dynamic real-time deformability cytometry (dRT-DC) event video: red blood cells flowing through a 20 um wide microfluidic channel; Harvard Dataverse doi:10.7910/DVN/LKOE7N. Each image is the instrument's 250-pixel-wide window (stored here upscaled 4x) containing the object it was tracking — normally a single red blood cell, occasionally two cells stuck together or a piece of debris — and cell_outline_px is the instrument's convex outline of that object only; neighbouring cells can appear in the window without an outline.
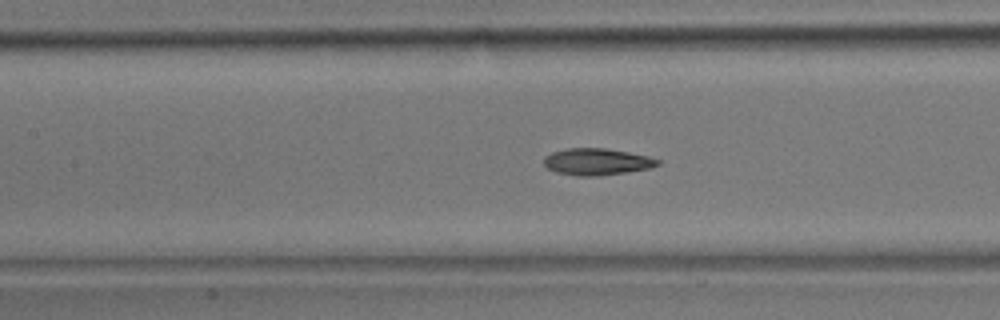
{"species": "common noctule bat (a hibernating species)", "species_latin": "Nyctalus noctula", "temperature_condition": "room temperature", "stored_images_in_passage": 48, "camera_frame_rate_fps": 3000, "um_per_image_px": 0.085, "animal": {"sex": "male", "body_mass_g": 17.9}, "frame": {"image": 1, "passage_image": 21, "time_ms": 6.667, "image_size_px": [1000, 320], "cell_outline_px": [[660, 164], [648, 168], [628, 172], [596, 176], [576, 176], [556, 172], [548, 168], [544, 164], [544, 156], [552, 152], [568, 148], [604, 148], [628, 152], [648, 156], [660, 160]], "centroid_in_image_um": [50.72, 13.75], "position_along_channel_um": 156.7, "area_um2": 17.69}}